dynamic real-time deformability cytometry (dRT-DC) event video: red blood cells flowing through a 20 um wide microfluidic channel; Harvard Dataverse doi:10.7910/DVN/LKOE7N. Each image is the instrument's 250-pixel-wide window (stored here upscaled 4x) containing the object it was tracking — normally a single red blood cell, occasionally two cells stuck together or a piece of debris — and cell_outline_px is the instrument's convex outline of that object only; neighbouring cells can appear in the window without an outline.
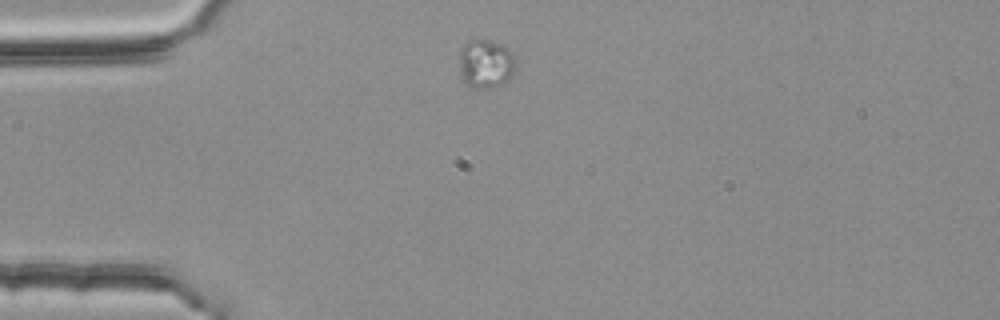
{"species": "common noctule bat (a hibernating species)", "species_latin": "Nyctalus noctula", "temperature_condition": "room temperature", "stored_images_in_passage": 2, "camera_frame_rate_fps": 3000, "um_per_image_px": 0.085, "animal": {"sex": "female", "body_mass_g": 25.1}, "frame": {"image": 1, "passage_image": 1, "time_ms": 0.0, "image_size_px": [1000, 320], "cell_outline_px": [[516, 68], [512, 76], [504, 84], [492, 88], [468, 88], [460, 80], [460, 52], [464, 44], [468, 40], [488, 40], [504, 44], [516, 56]], "centroid_in_image_um": [41.31, 5.45], "position_along_channel_um": 43.7, "area_um2": 16.7}}